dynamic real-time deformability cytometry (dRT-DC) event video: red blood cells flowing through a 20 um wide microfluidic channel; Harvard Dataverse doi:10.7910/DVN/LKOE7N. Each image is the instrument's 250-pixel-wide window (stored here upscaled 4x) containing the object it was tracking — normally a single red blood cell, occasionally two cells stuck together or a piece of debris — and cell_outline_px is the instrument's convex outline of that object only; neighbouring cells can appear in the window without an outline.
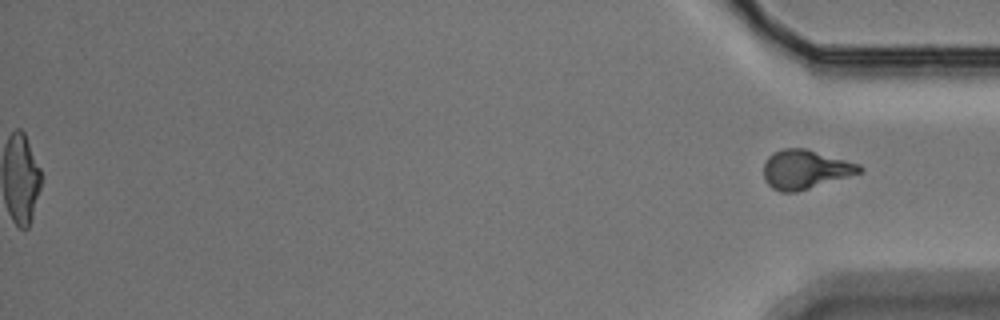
{"species": "Egyptian fruit bat (a non-hibernating species)", "species_latin": "Rousettus aegyptiacus", "temperature_condition": "warm", "stored_images_in_passage": 60, "segment_of_instrument_passage": [2, 2], "camera_frame_rate_fps": 3000, "um_per_image_px": 0.085, "animal": {"sex": "male"}, "frame": {"image": 1, "passage_image": 60, "time_ms": 19.667, "image_size_px": [1000, 320], "cell_outline_px": [[864, 168], [860, 172], [796, 192], [780, 192], [772, 188], [764, 180], [764, 164], [768, 156], [772, 152], [784, 148], [804, 148], [860, 164]], "centroid_in_image_um": [68.4, 14.39], "position_along_channel_um": 366.8, "area_um2": 21.5}}